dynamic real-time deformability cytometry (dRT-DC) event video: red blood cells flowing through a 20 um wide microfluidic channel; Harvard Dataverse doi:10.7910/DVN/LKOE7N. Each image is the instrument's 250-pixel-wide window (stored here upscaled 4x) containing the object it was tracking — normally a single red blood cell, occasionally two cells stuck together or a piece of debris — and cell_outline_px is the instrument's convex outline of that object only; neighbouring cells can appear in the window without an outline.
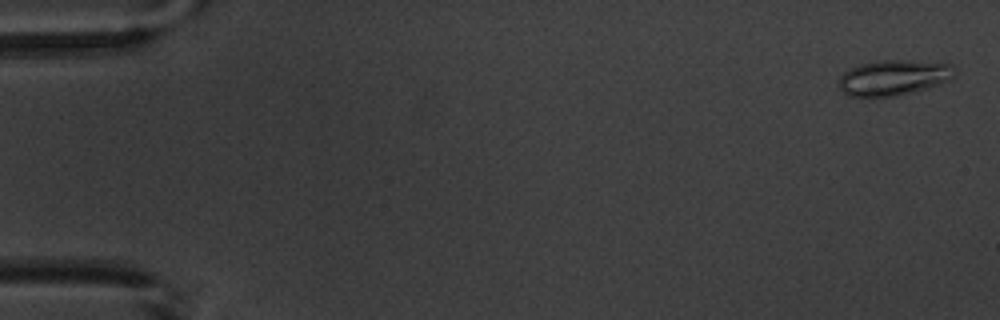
{"species": "common noctule bat (a hibernating species)", "species_latin": "Nyctalus noctula", "temperature_condition": "warm", "stored_images_in_passage": 4, "segment_of_instrument_passage": [1, 2], "camera_frame_rate_fps": 3000, "um_per_image_px": 0.085, "animal": {"sex": "male", "body_mass_g": 20.1, "forearm_length_mm": 53.5}, "frame": {"image": 1, "passage_image": 1, "time_ms": 0.0, "image_size_px": [1000, 320], "cell_outline_px": [[952, 76], [948, 80], [928, 88], [896, 96], [848, 96], [840, 88], [840, 76], [844, 72], [860, 64], [880, 60], [900, 60], [952, 64]], "centroid_in_image_um": [75.92, 6.6], "position_along_channel_um": 9.1, "area_um2": 23.35}}